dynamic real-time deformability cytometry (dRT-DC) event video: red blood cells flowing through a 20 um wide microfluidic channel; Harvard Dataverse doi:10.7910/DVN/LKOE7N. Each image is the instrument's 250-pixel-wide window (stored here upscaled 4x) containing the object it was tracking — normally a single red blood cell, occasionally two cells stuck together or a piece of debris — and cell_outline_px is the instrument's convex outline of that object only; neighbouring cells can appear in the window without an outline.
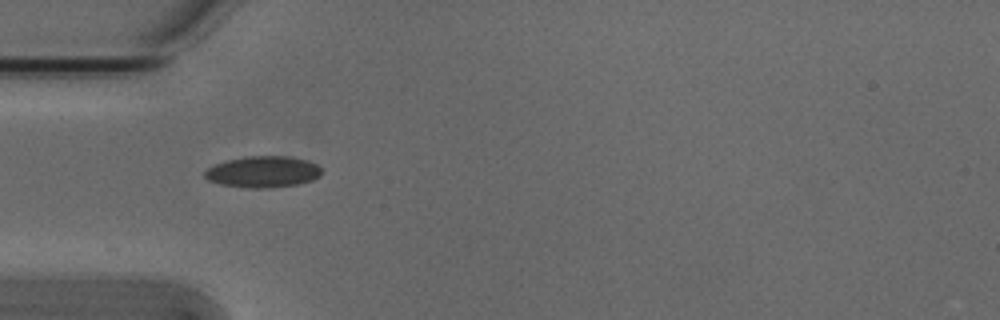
{"species": "Egyptian fruit bat (a non-hibernating species)", "species_latin": "Rousettus aegyptiacus", "temperature_condition": "cold", "stored_images_in_passage": 5, "camera_frame_rate_fps": 3000, "um_per_image_px": 0.085, "animal": {"sex": "male"}, "frame": {"image": 1, "passage_image": 4, "time_ms": 1.0, "image_size_px": [1000, 320], "cell_outline_px": [[320, 176], [312, 180], [296, 184], [268, 188], [248, 188], [220, 184], [208, 180], [204, 176], [204, 172], [208, 168], [216, 164], [228, 160], [244, 156], [288, 156], [308, 160], [316, 164], [320, 168]], "centroid_in_image_um": [22.34, 14.6], "position_along_channel_um": 62.7, "area_um2": 21.27}}